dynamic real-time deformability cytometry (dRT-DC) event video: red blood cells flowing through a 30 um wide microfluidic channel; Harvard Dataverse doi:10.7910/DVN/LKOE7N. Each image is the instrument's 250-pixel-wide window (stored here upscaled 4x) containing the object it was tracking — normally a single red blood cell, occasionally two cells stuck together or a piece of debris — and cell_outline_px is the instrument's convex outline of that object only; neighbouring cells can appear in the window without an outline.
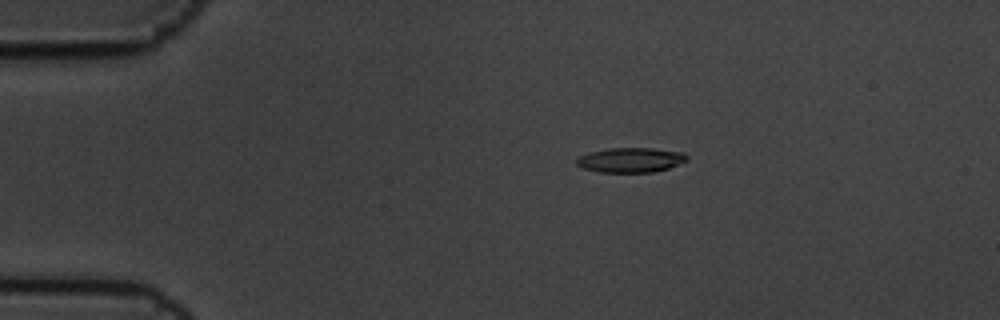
{"species": "common noctule bat (a hibernating species)", "species_latin": "Nyctalus noctula", "temperature_condition": "cold", "stored_images_in_passage": 6, "camera_frame_rate_fps": 3000, "um_per_image_px": 0.085, "animal": {"sex": "male", "body_mass_g": 19.5, "forearm_length_mm": 54.6}, "frame": {"image": 1, "passage_image": 4, "time_ms": 1.0, "image_size_px": [1000, 320], "cell_outline_px": [[688, 160], [668, 168], [652, 172], [596, 172], [584, 168], [576, 164], [576, 160], [580, 156], [588, 152], [608, 148], [652, 148], [684, 152], [688, 156]], "centroid_in_image_um": [53.6, 13.59], "position_along_channel_um": 31.4, "area_um2": 15.95}}
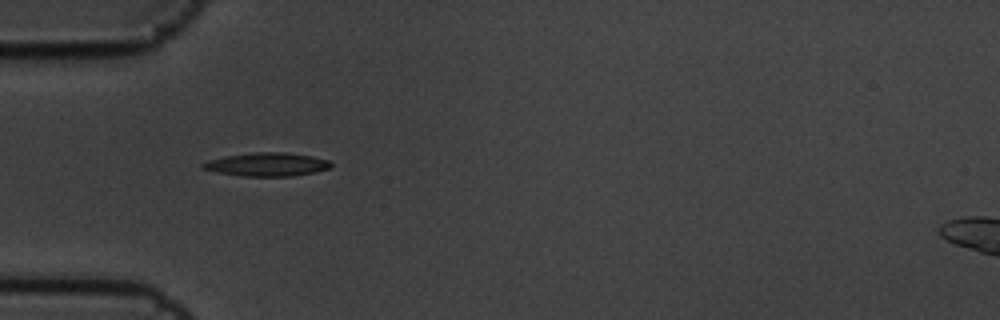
{"frame": {"image": 2, "passage_image": 6, "time_ms": 1.667, "image_size_px": [1000, 320], "cell_outline_px": [[332, 164], [328, 168], [316, 172], [292, 176], [244, 176], [216, 172], [200, 168], [200, 164], [208, 160], [224, 156], [256, 152], [284, 152], [312, 156], [328, 160]], "centroid_in_image_um": [22.65, 13.97], "position_along_channel_um": 62.3, "area_um2": 17.51}}